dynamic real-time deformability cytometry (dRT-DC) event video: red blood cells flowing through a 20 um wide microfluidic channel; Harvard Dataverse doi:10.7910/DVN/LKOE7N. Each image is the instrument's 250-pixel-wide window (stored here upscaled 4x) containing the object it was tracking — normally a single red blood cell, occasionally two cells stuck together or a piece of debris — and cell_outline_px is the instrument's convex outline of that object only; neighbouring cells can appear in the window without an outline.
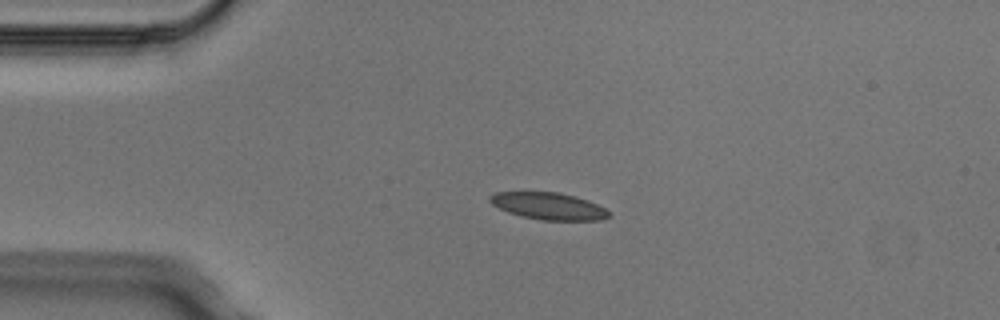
{"species": "Egyptian fruit bat (a non-hibernating species)", "species_latin": "Rousettus aegyptiacus", "temperature_condition": "cold", "stored_images_in_passage": 5, "camera_frame_rate_fps": 3000, "um_per_image_px": 0.085, "animal": {"sex": "male"}, "frame": {"image": 1, "passage_image": 4, "time_ms": 1.0, "image_size_px": [1000, 320], "cell_outline_px": [[612, 216], [600, 220], [540, 220], [520, 216], [508, 212], [492, 204], [488, 200], [488, 196], [496, 192], [560, 192], [588, 200], [604, 208]], "centroid_in_image_um": [46.61, 17.51], "position_along_channel_um": 38.4, "area_um2": 18.73}}